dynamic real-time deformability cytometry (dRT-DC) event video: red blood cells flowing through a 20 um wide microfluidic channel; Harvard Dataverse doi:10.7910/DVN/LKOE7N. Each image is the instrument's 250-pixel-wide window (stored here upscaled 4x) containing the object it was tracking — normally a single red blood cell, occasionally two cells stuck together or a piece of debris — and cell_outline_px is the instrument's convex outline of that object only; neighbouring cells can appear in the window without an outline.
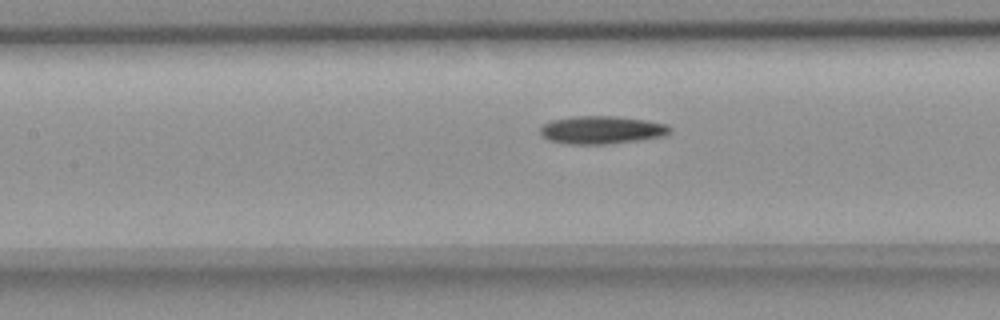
{"species": "common noctule bat (a hibernating species)", "species_latin": "Nyctalus noctula", "temperature_condition": "room temperature", "stored_images_in_passage": 15, "camera_frame_rate_fps": 3000, "um_per_image_px": 0.085, "animal": {"sex": "female", "body_mass_g": 18.4}, "frame": {"image": 1, "passage_image": 9, "time_ms": 2.667, "image_size_px": [1000, 320], "cell_outline_px": [[672, 128], [664, 136], [640, 140], [604, 144], [568, 144], [548, 140], [540, 132], [540, 128], [544, 124], [552, 120], [572, 116], [616, 116], [644, 120], [668, 124]], "centroid_in_image_um": [51.14, 11.04], "position_along_channel_um": 156.3, "area_um2": 21.04}}
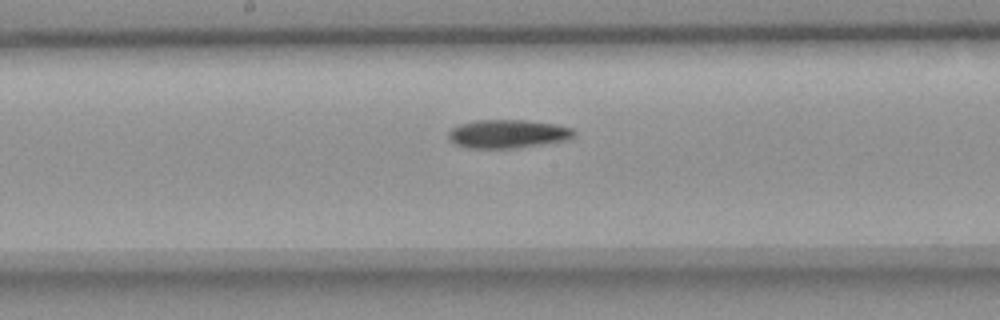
{"frame": {"image": 2, "passage_image": 13, "time_ms": 4.0, "image_size_px": [1000, 320], "cell_outline_px": [[576, 132], [572, 136], [564, 140], [516, 148], [468, 148], [456, 144], [448, 136], [448, 132], [452, 128], [460, 124], [476, 120], [528, 120], [556, 124], [572, 128]], "centroid_in_image_um": [43.15, 11.37], "position_along_channel_um": 205.1, "area_um2": 20.63}}